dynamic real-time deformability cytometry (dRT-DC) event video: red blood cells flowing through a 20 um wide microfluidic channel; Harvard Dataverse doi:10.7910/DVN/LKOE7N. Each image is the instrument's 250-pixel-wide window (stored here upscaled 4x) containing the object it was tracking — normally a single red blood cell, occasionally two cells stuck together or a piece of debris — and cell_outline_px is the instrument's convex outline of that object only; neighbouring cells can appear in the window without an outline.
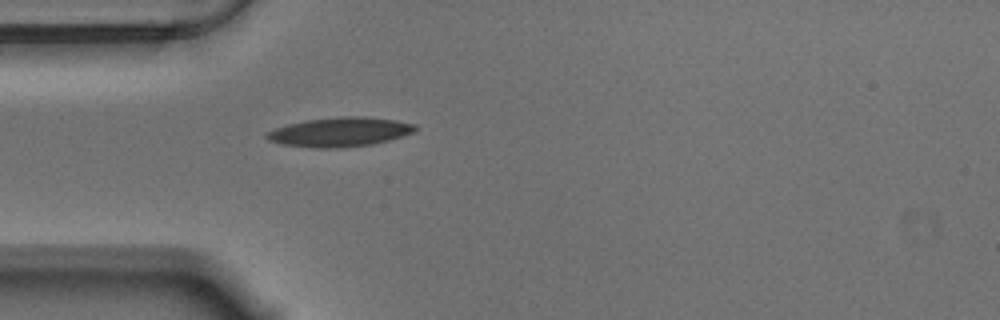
{"species": "Egyptian fruit bat (a non-hibernating species)", "species_latin": "Rousettus aegyptiacus", "temperature_condition": "warm", "stored_images_in_passage": 42, "camera_frame_rate_fps": 3000, "um_per_image_px": 0.085, "animal": {"sex": "male"}, "frame": {"image": 1, "passage_image": 1, "time_ms": 0.0, "image_size_px": [1000, 320], "cell_outline_px": [[416, 128], [412, 132], [388, 140], [372, 144], [340, 148], [316, 148], [284, 144], [268, 140], [264, 136], [268, 132], [276, 128], [288, 124], [304, 120], [336, 116], [364, 116], [396, 120], [416, 124]], "centroid_in_image_um": [28.87, 11.2], "position_along_channel_um": 56.1, "area_um2": 25.26}}
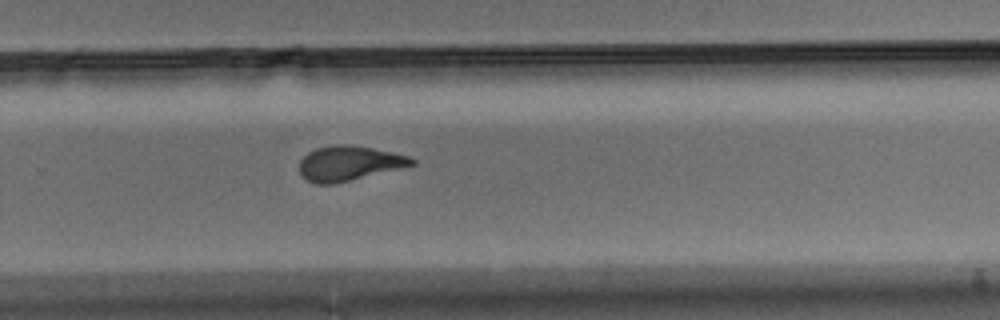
{"frame": {"image": 2, "passage_image": 22, "time_ms": 7.0, "image_size_px": [1000, 320], "cell_outline_px": [[416, 164], [400, 168], [332, 184], [316, 184], [308, 180], [300, 172], [300, 160], [308, 152], [316, 148], [336, 144], [352, 144], [392, 152], [408, 156], [416, 160]], "centroid_in_image_um": [29.66, 13.86], "position_along_channel_um": 300.1, "area_um2": 22.48}}
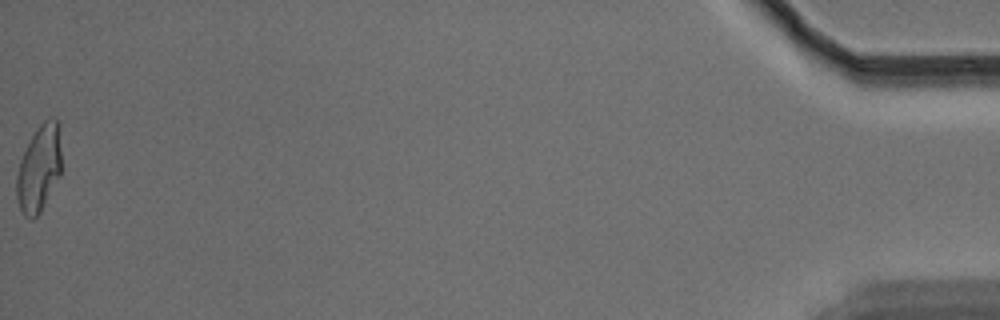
{"frame": {"image": 3, "passage_image": 42, "time_ms": 13.667, "image_size_px": [1000, 320], "cell_outline_px": [[60, 176], [40, 212], [32, 220], [24, 216], [20, 208], [16, 196], [16, 176], [20, 160], [36, 128], [48, 116], [56, 116], [60, 124]], "centroid_in_image_um": [3.33, 14.27], "position_along_channel_um": 431.9, "area_um2": 22.83}, "authors_computed_cell_mechanics": {"area_um2": 23.12, "velocity_mm_per_s": 3.52, "shape_relaxation_time_tau1_ms": 6.2347, "shape_relaxation_time_tau2_ms": 2.2455, "deformation_change_tau1": 0.2085, "deformation_change_tau2": 0.093}}